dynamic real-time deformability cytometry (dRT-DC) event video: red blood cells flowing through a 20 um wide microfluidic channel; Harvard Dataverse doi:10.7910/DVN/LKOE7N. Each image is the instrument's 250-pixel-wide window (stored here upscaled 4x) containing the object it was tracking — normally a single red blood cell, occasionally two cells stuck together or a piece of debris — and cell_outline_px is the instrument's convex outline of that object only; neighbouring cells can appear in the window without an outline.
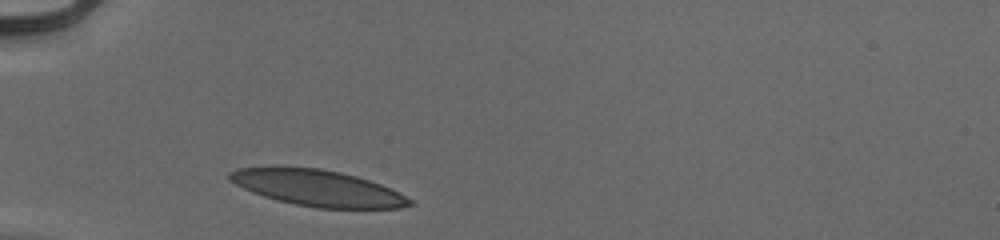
{"species": "human", "species_latin": "Homo sapiens", "temperature_condition": "cold", "stored_images_in_passage": 28, "camera_frame_rate_fps": 3000, "um_per_image_px": 0.085, "donor": {"sex": "male"}, "frame": {"image": 1, "passage_image": 1, "time_ms": 0.0, "image_size_px": [1000, 240], "cell_outline_px": [[416, 204], [400, 208], [316, 208], [276, 200], [252, 192], [228, 180], [228, 172], [236, 168], [320, 168], [340, 172], [356, 176], [380, 184], [412, 200]], "centroid_in_image_um": [27.0, 15.99], "position_along_channel_um": 58.0, "area_um2": 37.34}}
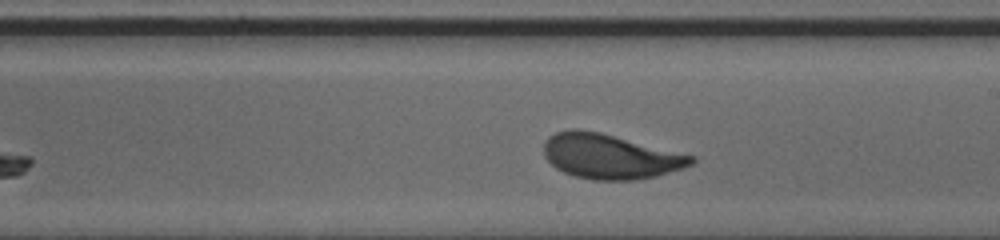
{"frame": {"image": 2, "passage_image": 16, "time_ms": 5.0, "image_size_px": [1000, 240], "cell_outline_px": [[696, 160], [692, 164], [656, 176], [636, 180], [592, 180], [576, 176], [564, 172], [556, 168], [544, 156], [544, 140], [548, 136], [556, 132], [572, 128], [576, 128], [600, 132], [696, 156]], "centroid_in_image_um": [51.83, 13.28], "position_along_channel_um": 237.2, "area_um2": 38.49}}
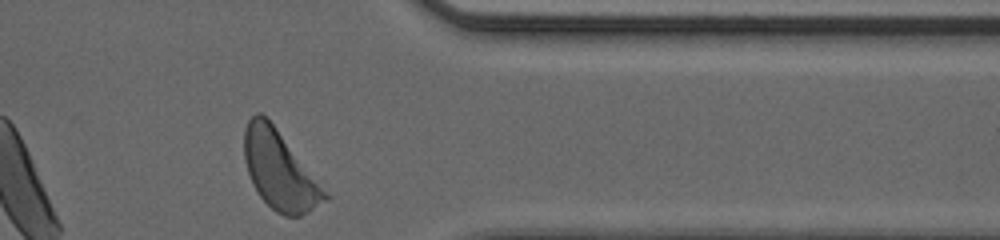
{"frame": {"image": 3, "passage_image": 28, "time_ms": 9.0, "image_size_px": [1000, 240], "cell_outline_px": [[332, 196], [328, 200], [308, 212], [300, 216], [284, 216], [276, 212], [260, 196], [252, 184], [244, 160], [244, 128], [248, 120], [256, 112], [260, 112], [276, 128], [324, 180]], "centroid_in_image_um": [23.87, 14.49], "position_along_channel_um": 387.5, "area_um2": 38.03}, "authors_computed_cell_mechanics": {"area_um2": 37.9457, "velocity_mm_per_s": 3.9076, "shape_relaxation_time_tau1_ms": 2.2363, "shape_relaxation_time_tau2_ms": 1.066, "deformation_change_tau1": 0.1375, "deformation_change_tau2": 0.0444}}